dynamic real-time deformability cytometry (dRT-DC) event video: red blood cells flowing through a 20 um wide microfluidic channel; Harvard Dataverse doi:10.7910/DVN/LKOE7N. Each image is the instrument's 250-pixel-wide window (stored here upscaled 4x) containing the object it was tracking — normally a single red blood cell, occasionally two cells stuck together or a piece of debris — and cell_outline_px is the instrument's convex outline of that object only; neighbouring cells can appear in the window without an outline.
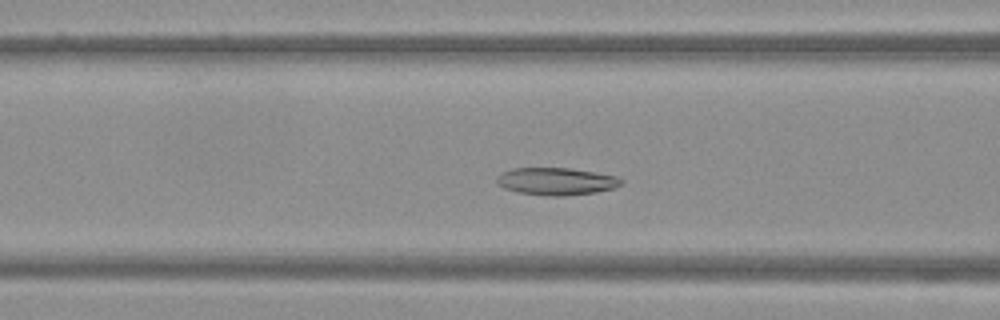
{"species": "Egyptian fruit bat (a non-hibernating species)", "species_latin": "Rousettus aegyptiacus", "temperature_condition": "warm", "stored_images_in_passage": 46, "camera_frame_rate_fps": 3000, "um_per_image_px": 0.085, "frame": {"image": 1, "passage_image": 16, "time_ms": 5.0, "image_size_px": [1000, 320], "cell_outline_px": [[624, 184], [612, 188], [596, 192], [564, 196], [544, 196], [520, 192], [504, 188], [496, 180], [496, 176], [500, 172], [512, 168], [568, 168], [616, 176], [624, 180]], "centroid_in_image_um": [47.27, 15.41], "position_along_channel_um": 119.3, "area_um2": 19.83}}
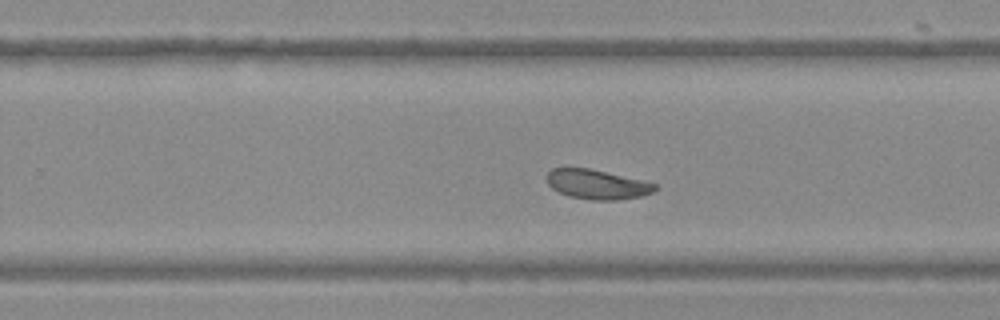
{"frame": {"image": 2, "passage_image": 28, "time_ms": 9.0, "image_size_px": [1000, 320], "cell_outline_px": [[656, 188], [652, 192], [640, 196], [616, 200], [592, 200], [568, 196], [552, 188], [548, 184], [544, 176], [552, 168], [588, 168], [640, 180], [656, 184]], "centroid_in_image_um": [50.68, 15.67], "position_along_channel_um": 279.1, "area_um2": 18.38}}
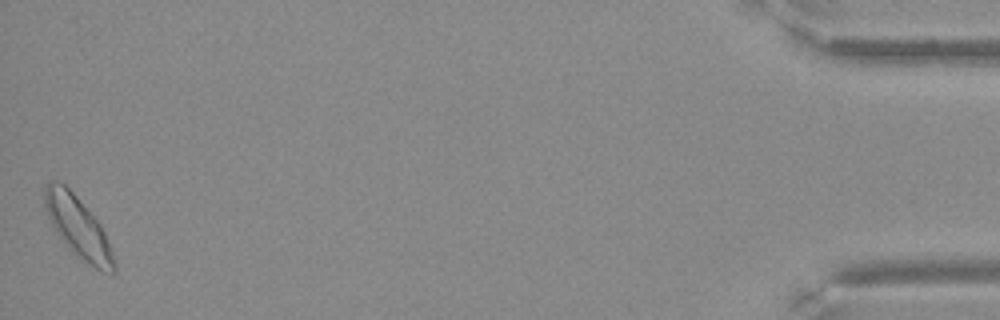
{"frame": {"image": 3, "passage_image": 46, "time_ms": 15.0, "image_size_px": [1000, 320], "cell_outline_px": [[116, 272], [112, 276], [100, 272], [76, 256], [68, 248], [56, 232], [44, 208], [44, 188], [52, 180], [56, 180], [64, 184], [76, 196], [100, 224], [104, 232], [112, 252], [116, 264]], "centroid_in_image_um": [6.65, 19.37], "position_along_channel_um": 428.5, "area_um2": 24.62}}